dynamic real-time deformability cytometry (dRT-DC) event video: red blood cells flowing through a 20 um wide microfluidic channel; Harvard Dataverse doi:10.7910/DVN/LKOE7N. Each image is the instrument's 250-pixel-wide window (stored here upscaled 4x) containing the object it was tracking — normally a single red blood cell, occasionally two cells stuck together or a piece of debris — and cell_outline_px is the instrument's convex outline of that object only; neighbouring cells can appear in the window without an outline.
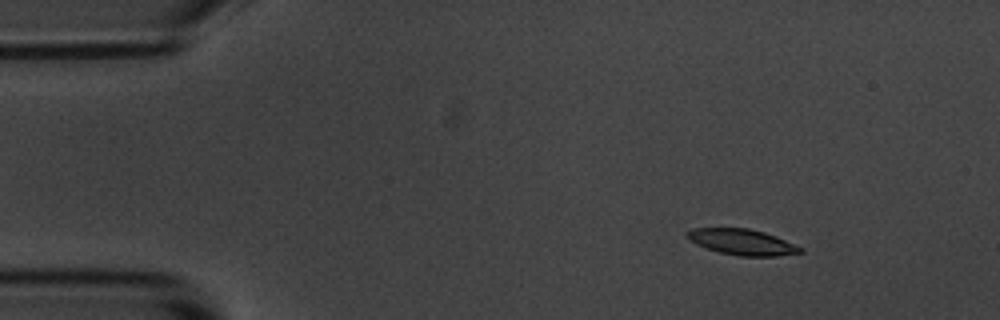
{"species": "common noctule bat (a hibernating species)", "species_latin": "Nyctalus noctula", "temperature_condition": "room temperature", "stored_images_in_passage": 56, "segment_of_instrument_passage": [1, 2], "camera_frame_rate_fps": 3000, "um_per_image_px": 0.085, "animal": {"sex": "male", "body_mass_g": 20.1, "forearm_length_mm": 53.5}, "frame": {"image": 1, "passage_image": 7, "time_ms": 2.0, "image_size_px": [1000, 320], "cell_outline_px": [[804, 252], [776, 256], [740, 256], [720, 252], [704, 248], [696, 244], [684, 236], [684, 232], [692, 228], [748, 228], [764, 232], [776, 236], [804, 248]], "centroid_in_image_um": [63.05, 20.57], "position_along_channel_um": 21.9, "area_um2": 17.22}}
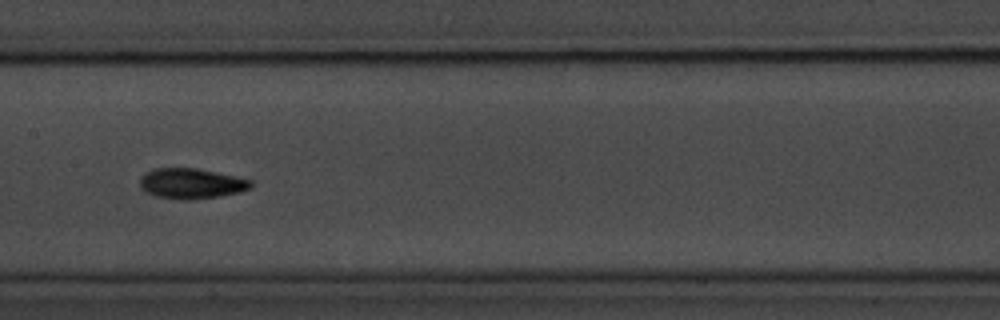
{"frame": {"image": 2, "passage_image": 27, "time_ms": 8.667, "image_size_px": [1000, 320], "cell_outline_px": [[252, 188], [240, 192], [220, 196], [192, 200], [184, 200], [156, 196], [140, 188], [140, 176], [144, 172], [152, 168], [196, 168], [216, 172], [252, 180]], "centroid_in_image_um": [16.25, 15.59], "position_along_channel_um": 191.2, "area_um2": 19.77}}
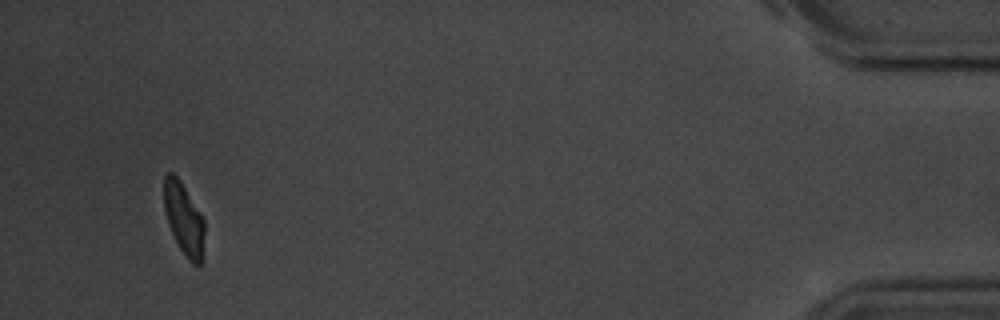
{"frame": {"image": 3, "passage_image": 52, "time_ms": 17.0, "image_size_px": [1000, 320], "cell_outline_px": [[204, 232], [200, 264], [192, 264], [188, 260], [180, 248], [168, 224], [164, 208], [164, 176], [168, 172], [172, 172], [180, 180], [204, 220]], "centroid_in_image_um": [15.6, 18.57], "position_along_channel_um": 419.6, "area_um2": 16.53}}